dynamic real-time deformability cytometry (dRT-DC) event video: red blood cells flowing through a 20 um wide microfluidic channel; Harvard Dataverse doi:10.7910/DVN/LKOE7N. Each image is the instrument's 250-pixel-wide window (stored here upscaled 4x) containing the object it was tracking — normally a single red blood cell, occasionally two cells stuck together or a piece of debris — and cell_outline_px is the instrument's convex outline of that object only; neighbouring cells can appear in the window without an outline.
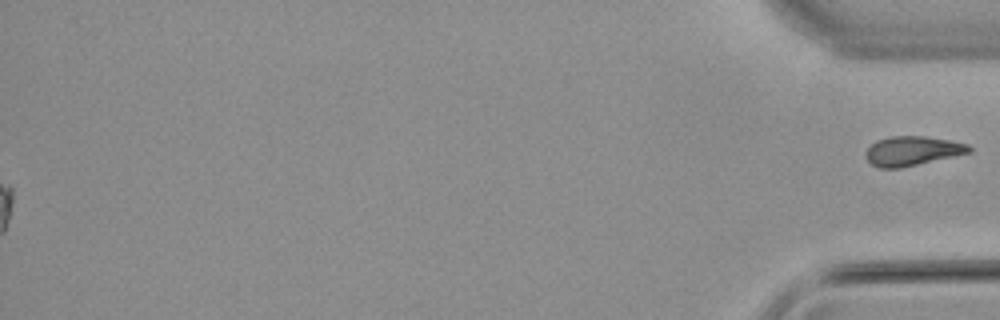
{"species": "common noctule bat (a hibernating species)", "species_latin": "Nyctalus noctula", "temperature_condition": "warm", "stored_images_in_passage": 55, "segment_of_instrument_passage": [2, 2], "camera_frame_rate_fps": 3000, "um_per_image_px": 0.085, "animal": {"sex": "male", "body_mass_g": 21.5, "forearm_length_mm": 52.0}, "frame": {"image": 1, "passage_image": 55, "time_ms": 18.0, "image_size_px": [1000, 320], "cell_outline_px": [[972, 152], [900, 168], [880, 168], [872, 164], [864, 156], [864, 152], [876, 140], [888, 136], [924, 136], [948, 140], [968, 144], [972, 148]], "centroid_in_image_um": [77.52, 12.82], "position_along_channel_um": 357.7, "area_um2": 17.69}}